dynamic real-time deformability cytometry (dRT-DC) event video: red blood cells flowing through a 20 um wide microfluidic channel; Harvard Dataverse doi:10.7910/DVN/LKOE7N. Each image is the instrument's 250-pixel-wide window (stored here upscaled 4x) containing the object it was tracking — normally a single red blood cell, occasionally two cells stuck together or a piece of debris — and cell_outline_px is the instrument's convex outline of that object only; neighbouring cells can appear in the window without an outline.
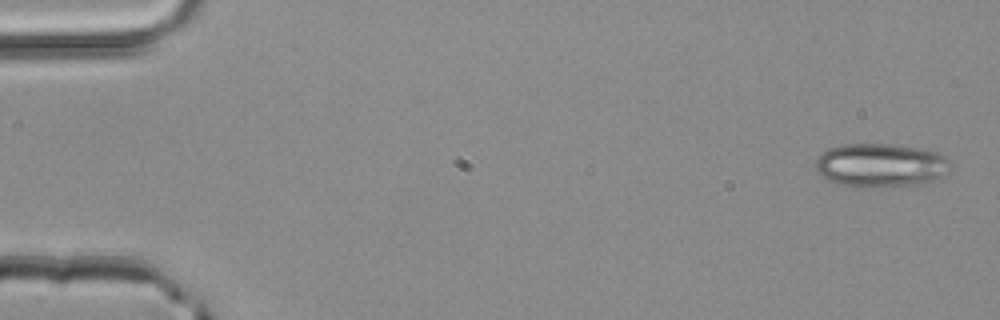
{"species": "common noctule bat (a hibernating species)", "species_latin": "Nyctalus noctula", "temperature_condition": "room temperature", "stored_images_in_passage": 3, "camera_frame_rate_fps": 3000, "um_per_image_px": 0.085, "animal": {"sex": "male", "body_mass_g": 20.4}, "frame": {"image": 1, "passage_image": 3, "time_ms": 0.667, "image_size_px": [1000, 320], "cell_outline_px": [[952, 164], [948, 172], [924, 184], [876, 188], [864, 188], [836, 184], [828, 180], [816, 168], [816, 160], [828, 148], [840, 144], [896, 144], [920, 148], [936, 152], [944, 156]], "centroid_in_image_um": [74.87, 14.06], "position_along_channel_um": 10.1, "area_um2": 34.68}}